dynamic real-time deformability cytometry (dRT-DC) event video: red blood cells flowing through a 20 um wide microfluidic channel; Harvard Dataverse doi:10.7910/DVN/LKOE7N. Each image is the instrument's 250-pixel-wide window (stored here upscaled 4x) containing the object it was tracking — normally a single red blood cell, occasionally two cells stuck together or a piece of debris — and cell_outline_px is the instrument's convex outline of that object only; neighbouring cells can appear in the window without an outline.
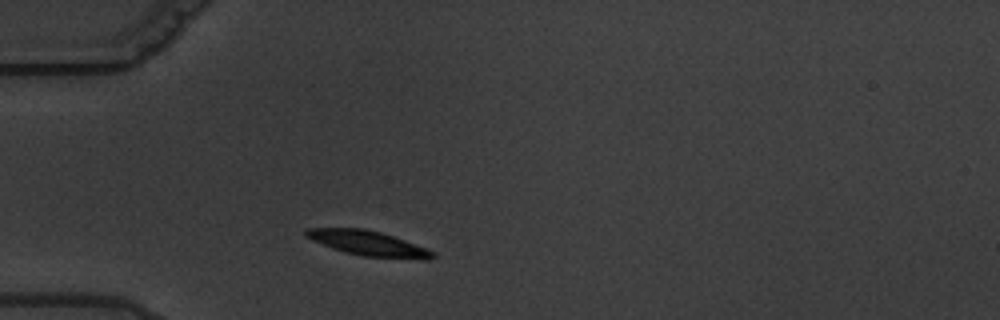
{"species": "common noctule bat (a hibernating species)", "species_latin": "Nyctalus noctula", "temperature_condition": "warm", "stored_images_in_passage": 4, "camera_frame_rate_fps": 3000, "um_per_image_px": 0.085, "animal": {"sex": "male", "body_mass_g": 19.5, "forearm_length_mm": 54.6}, "frame": {"image": 1, "passage_image": 2, "time_ms": 1.333, "image_size_px": [1000, 320], "cell_outline_px": [[436, 256], [428, 260], [420, 260], [360, 256], [344, 252], [332, 248], [312, 240], [304, 236], [304, 228], [364, 228], [380, 232], [404, 240], [436, 252]], "centroid_in_image_um": [31.3, 20.69], "position_along_channel_um": 53.7, "area_um2": 18.61}}